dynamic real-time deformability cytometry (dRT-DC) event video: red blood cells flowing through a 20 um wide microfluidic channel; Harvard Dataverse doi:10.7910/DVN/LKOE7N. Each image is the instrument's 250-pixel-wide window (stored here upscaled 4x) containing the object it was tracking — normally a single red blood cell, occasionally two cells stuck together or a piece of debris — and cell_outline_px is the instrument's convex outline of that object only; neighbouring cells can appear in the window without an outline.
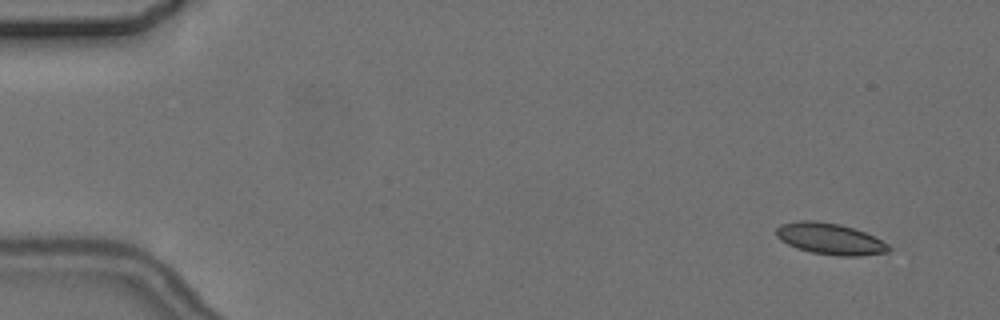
{"species": "common noctule bat (a hibernating species)", "species_latin": "Nyctalus noctula", "temperature_condition": "cold", "stored_images_in_passage": 9, "camera_frame_rate_fps": 3000, "um_per_image_px": 0.085, "animal": {"sex": "female", "body_mass_g": 24.6, "forearm_length_mm": 56.2}, "frame": {"image": 1, "passage_image": 1, "time_ms": 0.0, "image_size_px": [1000, 320], "cell_outline_px": [[892, 248], [888, 252], [860, 256], [836, 256], [812, 252], [796, 248], [780, 240], [776, 236], [776, 228], [780, 224], [796, 220], [816, 220], [840, 224], [864, 232], [888, 244]], "centroid_in_image_um": [70.52, 20.29], "position_along_channel_um": 14.5, "area_um2": 20.63}}
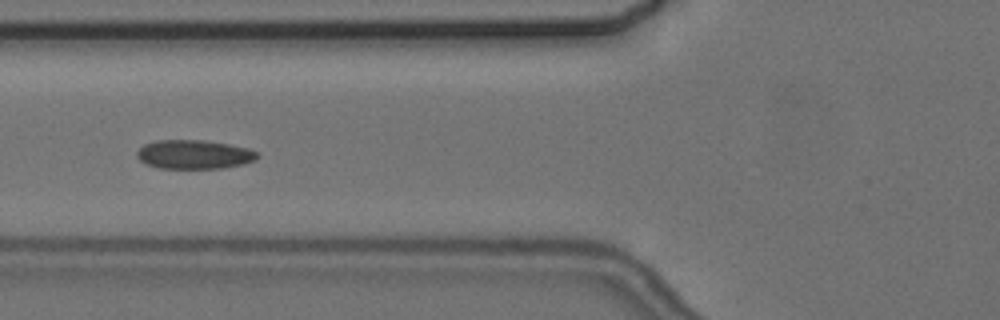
{"frame": {"image": 2, "passage_image": 6, "time_ms": 6.0, "image_size_px": [1000, 320], "cell_outline_px": [[260, 156], [256, 160], [244, 164], [220, 168], [160, 168], [148, 164], [140, 160], [136, 156], [136, 152], [144, 144], [156, 140], [204, 140], [228, 144], [248, 148], [256, 152]], "centroid_in_image_um": [16.51, 13.12], "position_along_channel_um": 109.3, "area_um2": 20.29}}
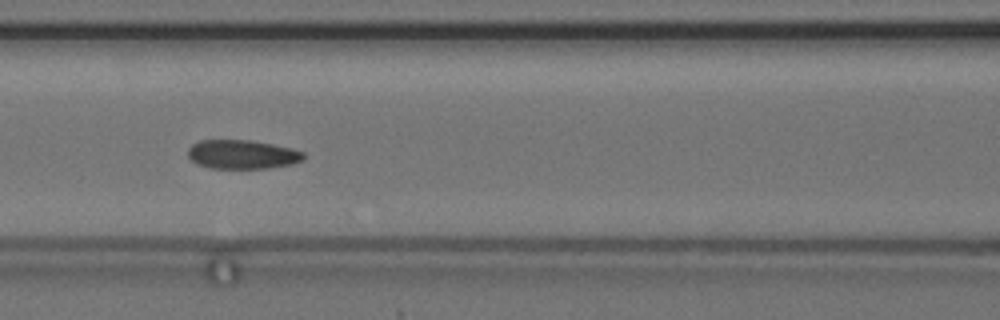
{"frame": {"image": 3, "passage_image": 7, "time_ms": 7.0, "image_size_px": [1000, 320], "cell_outline_px": [[304, 160], [292, 164], [268, 168], [212, 168], [200, 164], [192, 160], [188, 156], [188, 148], [192, 144], [200, 140], [248, 140], [272, 144], [292, 148], [304, 152]], "centroid_in_image_um": [20.61, 13.12], "position_along_channel_um": 146.0, "area_um2": 19.42}}